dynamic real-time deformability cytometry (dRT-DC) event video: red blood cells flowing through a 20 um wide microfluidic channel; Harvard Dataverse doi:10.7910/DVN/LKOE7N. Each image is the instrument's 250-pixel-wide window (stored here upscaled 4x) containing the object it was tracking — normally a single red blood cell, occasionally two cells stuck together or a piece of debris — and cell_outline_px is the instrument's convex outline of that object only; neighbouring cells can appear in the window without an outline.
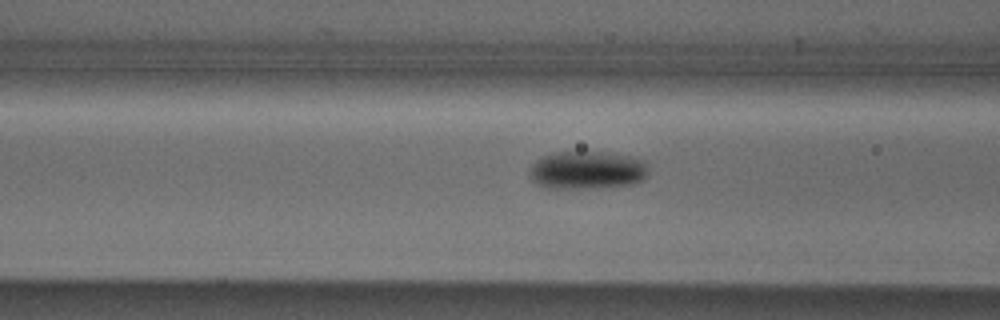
{"species": "Egyptian fruit bat (a non-hibernating species)", "species_latin": "Rousettus aegyptiacus", "temperature_condition": "cold", "stored_images_in_passage": 9, "camera_frame_rate_fps": 3000, "um_per_image_px": 0.085, "animal": {"sex": "male"}, "frame": {"image": 1, "passage_image": 7, "time_ms": 2.0, "image_size_px": [1000, 320], "cell_outline_px": [[648, 172], [644, 180], [632, 184], [588, 188], [544, 188], [532, 180], [528, 176], [528, 172], [532, 164], [540, 156], [552, 152], [608, 152], [628, 156], [644, 160], [648, 168]], "centroid_in_image_um": [49.87, 14.45], "position_along_channel_um": 116.7, "area_um2": 26.65}}